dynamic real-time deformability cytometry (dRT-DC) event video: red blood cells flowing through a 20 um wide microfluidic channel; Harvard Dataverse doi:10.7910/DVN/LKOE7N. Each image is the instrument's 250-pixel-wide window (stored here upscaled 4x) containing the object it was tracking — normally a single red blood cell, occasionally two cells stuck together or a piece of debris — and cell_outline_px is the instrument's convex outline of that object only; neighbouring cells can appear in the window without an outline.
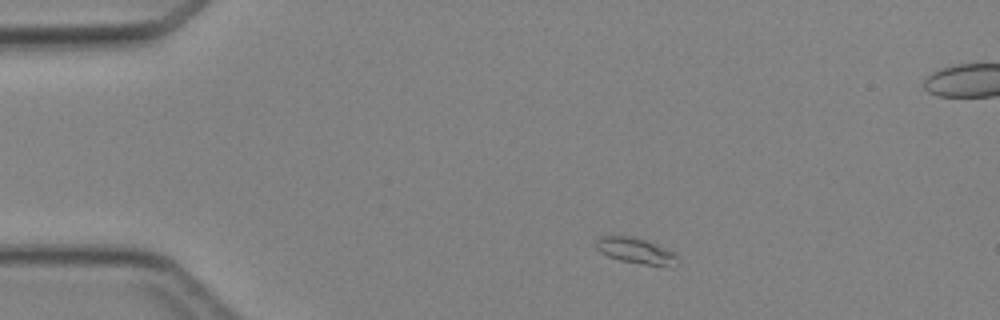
{"species": "Egyptian fruit bat (a non-hibernating species)", "species_latin": "Rousettus aegyptiacus", "temperature_condition": "cold", "stored_images_in_passage": 4, "camera_frame_rate_fps": 3000, "um_per_image_px": 0.085, "animal": {"sex": "female"}, "frame": {"image": 1, "passage_image": 1, "time_ms": 0.0, "image_size_px": [1000, 320], "cell_outline_px": [[676, 256], [668, 268], [620, 260], [608, 256], [600, 252], [596, 248], [596, 240], [600, 236], [628, 236], [644, 240], [672, 252]], "centroid_in_image_um": [53.94, 21.32], "position_along_channel_um": 31.1, "area_um2": 11.73}}
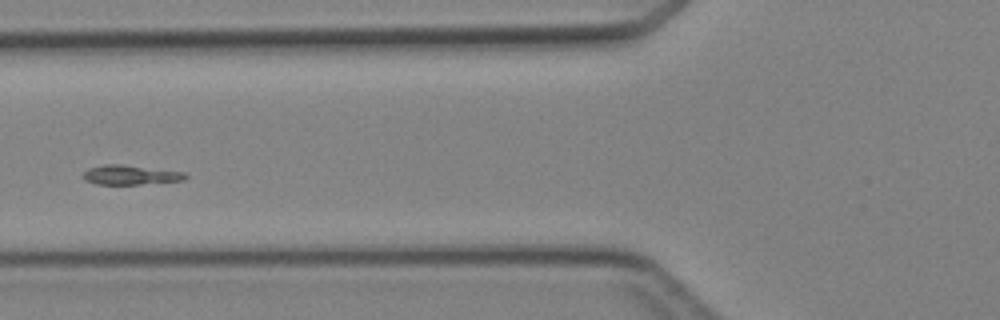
{"frame": {"image": 2, "passage_image": 4, "time_ms": 3.333, "image_size_px": [1000, 320], "cell_outline_px": [[188, 176], [184, 180], [140, 184], [96, 184], [84, 180], [84, 172], [88, 168], [104, 164], [124, 164], [184, 172]], "centroid_in_image_um": [11.08, 14.86], "position_along_channel_um": 114.7, "area_um2": 11.62}}